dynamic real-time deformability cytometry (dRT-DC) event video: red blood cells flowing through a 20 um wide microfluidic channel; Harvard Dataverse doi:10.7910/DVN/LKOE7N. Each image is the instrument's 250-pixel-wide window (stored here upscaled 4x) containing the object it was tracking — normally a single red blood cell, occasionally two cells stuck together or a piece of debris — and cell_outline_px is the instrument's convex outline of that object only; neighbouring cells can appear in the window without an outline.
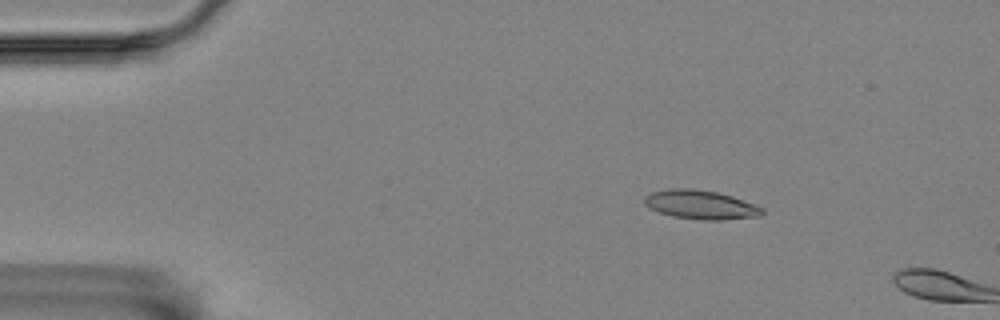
{"species": "Egyptian fruit bat (a non-hibernating species)", "species_latin": "Rousettus aegyptiacus", "temperature_condition": "room temperature", "stored_images_in_passage": 3, "camera_frame_rate_fps": 3000, "um_per_image_px": 0.085, "animal": {"sex": "female"}, "frame": {"image": 1, "passage_image": 2, "time_ms": 0.333, "image_size_px": [1000, 320], "cell_outline_px": [[764, 212], [760, 216], [720, 220], [704, 220], [672, 216], [648, 208], [644, 204], [644, 196], [652, 192], [668, 188], [688, 188], [716, 192], [732, 196], [756, 204], [764, 208]], "centroid_in_image_um": [59.55, 17.4], "position_along_channel_um": 25.4, "area_um2": 19.94}}